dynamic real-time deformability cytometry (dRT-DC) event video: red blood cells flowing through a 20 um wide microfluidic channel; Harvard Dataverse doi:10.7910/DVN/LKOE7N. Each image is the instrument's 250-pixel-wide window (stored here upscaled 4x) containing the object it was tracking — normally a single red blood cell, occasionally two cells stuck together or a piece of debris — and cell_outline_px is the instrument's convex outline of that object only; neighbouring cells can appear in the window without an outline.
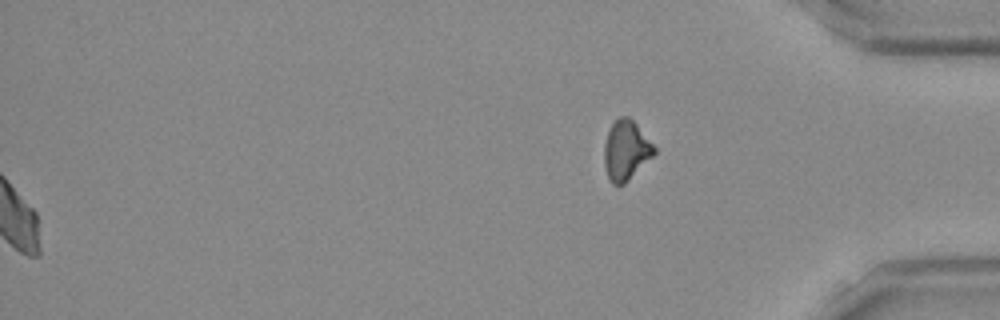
{"species": "Egyptian fruit bat (a non-hibernating species)", "species_latin": "Rousettus aegyptiacus", "temperature_condition": "room temperature", "stored_images_in_passage": 51, "segment_of_instrument_passage": [2, 2], "camera_frame_rate_fps": 3000, "um_per_image_px": 0.085, "frame": {"image": 1, "passage_image": 51, "time_ms": 16.667, "image_size_px": [1000, 320], "cell_outline_px": [[656, 152], [624, 184], [612, 184], [608, 176], [604, 164], [604, 144], [608, 132], [612, 124], [620, 116], [628, 116], [636, 124], [656, 148]], "centroid_in_image_um": [53.19, 12.77], "position_along_channel_um": 382.0, "area_um2": 16.99}}